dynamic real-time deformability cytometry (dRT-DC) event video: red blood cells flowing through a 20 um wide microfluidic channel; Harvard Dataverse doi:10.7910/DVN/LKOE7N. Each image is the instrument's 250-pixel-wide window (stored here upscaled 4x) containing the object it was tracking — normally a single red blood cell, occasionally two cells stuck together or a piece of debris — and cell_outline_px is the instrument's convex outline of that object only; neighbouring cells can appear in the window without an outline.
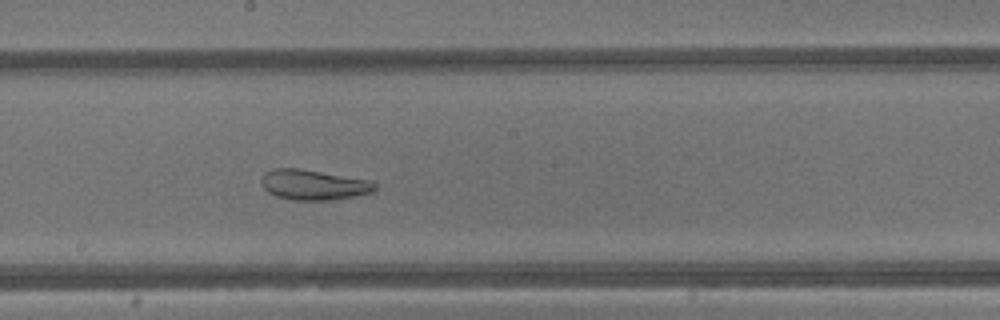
{"species": "common noctule bat (a hibernating species)", "species_latin": "Nyctalus noctula", "temperature_condition": "warm", "stored_images_in_passage": 43, "camera_frame_rate_fps": 3000, "um_per_image_px": 0.085, "animal": {"sex": "male", "body_mass_g": 13.3}, "frame": {"image": 1, "passage_image": 24, "time_ms": 7.667, "image_size_px": [1000, 320], "cell_outline_px": [[380, 188], [372, 192], [356, 196], [332, 200], [292, 200], [276, 196], [268, 192], [264, 188], [260, 180], [264, 172], [272, 168], [296, 168], [368, 180], [380, 184]], "centroid_in_image_um": [26.67, 15.71], "position_along_channel_um": 221.5, "area_um2": 20.11}}
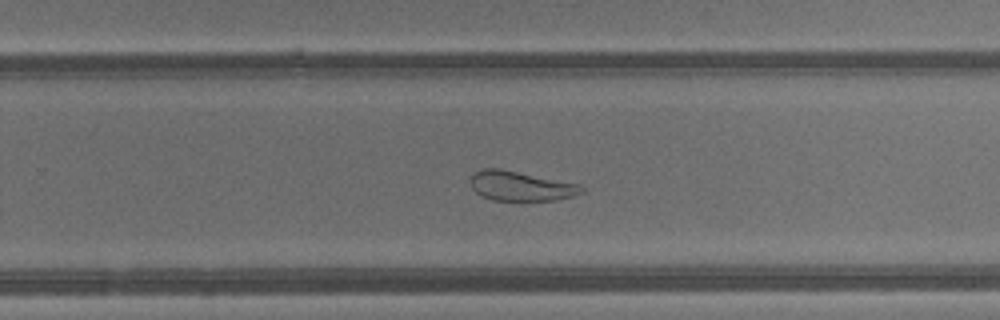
{"frame": {"image": 2, "passage_image": 28, "time_ms": 9.0, "image_size_px": [1000, 320], "cell_outline_px": [[584, 192], [572, 196], [556, 200], [492, 200], [480, 196], [472, 188], [472, 176], [476, 172], [484, 168], [500, 168], [580, 184], [584, 188]], "centroid_in_image_um": [44.29, 15.81], "position_along_channel_um": 285.5, "area_um2": 19.07}}
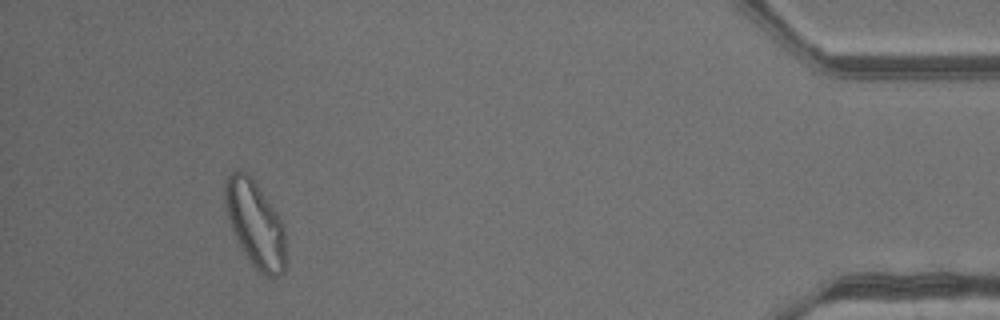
{"frame": {"image": 3, "passage_image": 40, "time_ms": 13.0, "image_size_px": [1000, 320], "cell_outline_px": [[284, 272], [280, 276], [264, 276], [248, 260], [232, 232], [224, 204], [224, 188], [228, 176], [236, 168], [248, 172], [252, 176], [284, 224]], "centroid_in_image_um": [21.66, 19.0], "position_along_channel_um": 413.5, "area_um2": 30.63}, "authors_computed_cell_mechanics": {"area_um2": 29.1312, "velocity_mm_per_s": 4.8364, "shape_relaxation_time_tau1_ms": null, "shape_relaxation_time_tau2_ms": 2.0349, "deformation_change_tau1": null, "deformation_change_tau2": 0.0949}}